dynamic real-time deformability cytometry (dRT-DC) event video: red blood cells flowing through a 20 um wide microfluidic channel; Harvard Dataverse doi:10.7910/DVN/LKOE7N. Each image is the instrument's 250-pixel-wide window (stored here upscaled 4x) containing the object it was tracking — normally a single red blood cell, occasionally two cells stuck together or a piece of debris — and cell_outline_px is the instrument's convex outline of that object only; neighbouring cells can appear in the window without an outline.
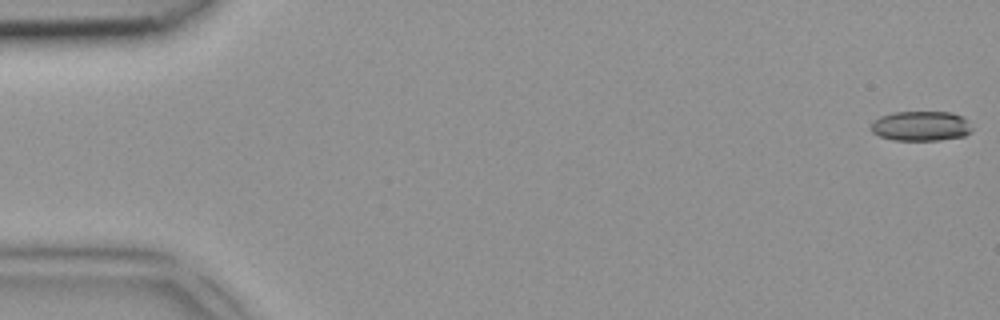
{"species": "common noctule bat (a hibernating species)", "species_latin": "Nyctalus noctula", "temperature_condition": "room temperature", "stored_images_in_passage": 8, "camera_frame_rate_fps": 3000, "um_per_image_px": 0.085, "animal": {"sex": "female", "body_mass_g": 18.4}, "frame": {"image": 1, "passage_image": 1, "time_ms": 0.0, "image_size_px": [1000, 320], "cell_outline_px": [[972, 132], [964, 136], [940, 140], [892, 140], [880, 136], [872, 132], [868, 128], [872, 120], [880, 116], [892, 112], [952, 112], [964, 116], [968, 120], [972, 128]], "centroid_in_image_um": [78.26, 10.7], "position_along_channel_um": 6.7, "area_um2": 17.98}}